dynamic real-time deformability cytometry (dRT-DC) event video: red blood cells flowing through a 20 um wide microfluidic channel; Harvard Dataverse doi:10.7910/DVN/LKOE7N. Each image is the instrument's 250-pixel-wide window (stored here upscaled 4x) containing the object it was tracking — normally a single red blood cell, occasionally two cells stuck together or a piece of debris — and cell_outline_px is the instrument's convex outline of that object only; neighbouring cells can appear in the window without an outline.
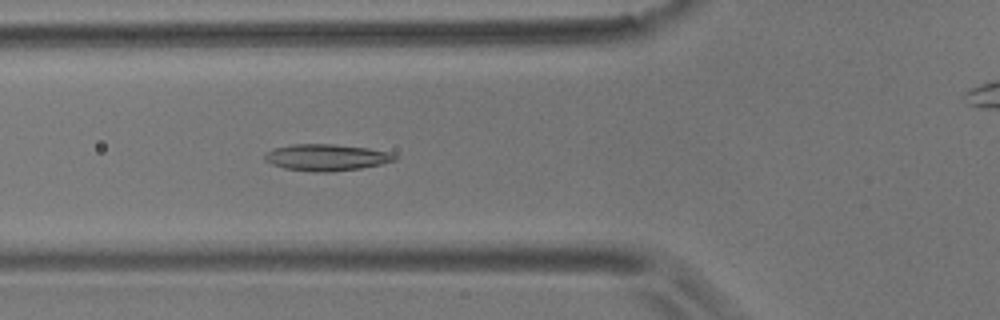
{"species": "common noctule bat (a hibernating species)", "species_latin": "Nyctalus noctula", "temperature_condition": "room temperature", "stored_images_in_passage": 55, "camera_frame_rate_fps": 3000, "um_per_image_px": 0.085, "animal": {"sex": "male", "body_mass_g": 17.9}, "frame": {"image": 1, "passage_image": 18, "time_ms": 5.667, "image_size_px": [1000, 320], "cell_outline_px": [[400, 156], [396, 160], [380, 164], [360, 168], [332, 172], [312, 172], [284, 168], [272, 164], [264, 160], [264, 152], [272, 148], [292, 144], [332, 144], [368, 148], [388, 152]], "centroid_in_image_um": [27.71, 13.38], "position_along_channel_um": 98.1, "area_um2": 20.29}}
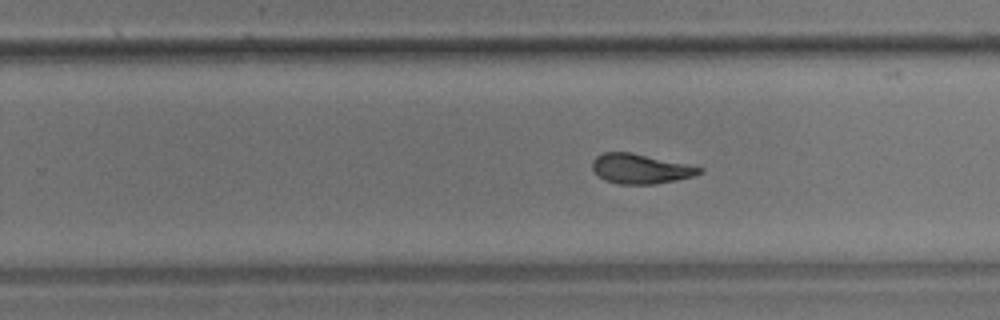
{"frame": {"image": 2, "passage_image": 33, "time_ms": 10.667, "image_size_px": [1000, 320], "cell_outline_px": [[704, 172], [692, 176], [676, 180], [656, 184], [620, 184], [604, 180], [592, 168], [592, 160], [596, 156], [604, 152], [628, 152], [704, 168]], "centroid_in_image_um": [54.42, 14.35], "position_along_channel_um": 275.4, "area_um2": 18.26}}
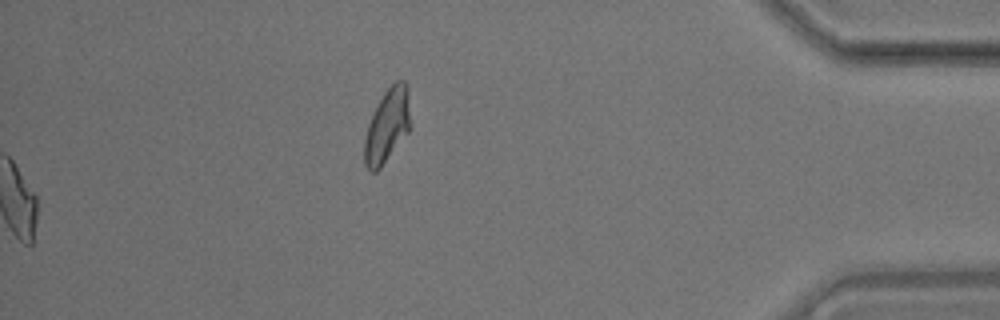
{"frame": {"image": 3, "passage_image": 55, "time_ms": 18.0, "image_size_px": [1000, 320], "cell_outline_px": [[412, 128], [380, 168], [376, 172], [372, 172], [364, 164], [364, 140], [368, 124], [384, 92], [396, 80], [404, 80], [408, 88]], "centroid_in_image_um": [32.95, 10.68], "position_along_channel_um": 402.2, "area_um2": 19.88}, "authors_computed_cell_mechanics": {"area_um2": 19.4786, "velocity_mm_per_s": 3.5416, "shape_relaxation_time_tau1_ms": 6.0972, "shape_relaxation_time_tau2_ms": 2.1614, "deformation_change_tau1": 0.1788, "deformation_change_tau2": 0.1055}}